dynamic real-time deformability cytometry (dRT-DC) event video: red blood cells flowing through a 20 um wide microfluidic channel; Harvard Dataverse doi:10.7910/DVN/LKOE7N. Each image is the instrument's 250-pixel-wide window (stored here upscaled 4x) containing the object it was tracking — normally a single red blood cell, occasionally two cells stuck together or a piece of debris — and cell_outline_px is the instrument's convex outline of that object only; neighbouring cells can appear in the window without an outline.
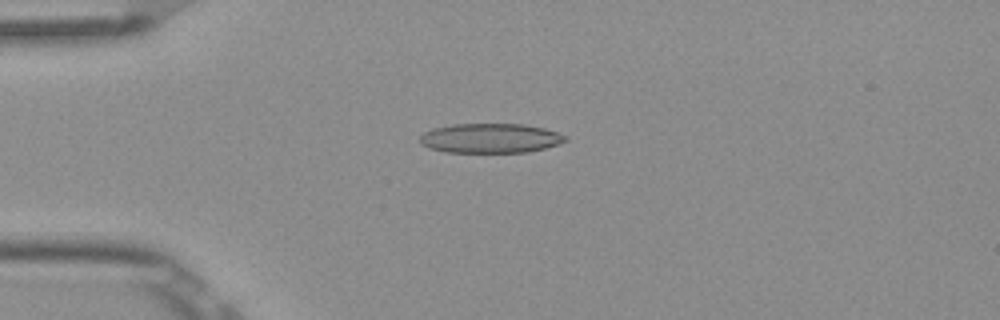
{"species": "Egyptian fruit bat (a non-hibernating species)", "species_latin": "Rousettus aegyptiacus", "temperature_condition": "room temperature", "stored_images_in_passage": 6, "camera_frame_rate_fps": 3000, "um_per_image_px": 0.085, "frame": {"image": 1, "passage_image": 4, "time_ms": 1.0, "image_size_px": [1000, 320], "cell_outline_px": [[568, 140], [544, 148], [528, 152], [444, 152], [428, 148], [420, 144], [420, 136], [424, 132], [432, 128], [452, 124], [524, 124], [544, 128], [568, 136]], "centroid_in_image_um": [41.64, 11.74], "position_along_channel_um": 43.4, "area_um2": 25.14}}
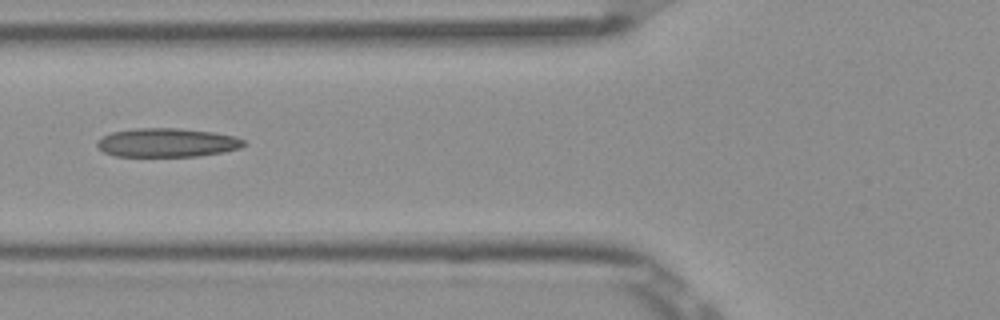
{"frame": {"image": 2, "passage_image": 6, "time_ms": 1.667, "image_size_px": [1000, 320], "cell_outline_px": [[244, 144], [240, 148], [224, 152], [196, 156], [116, 156], [104, 152], [96, 144], [96, 140], [100, 136], [112, 132], [136, 128], [180, 128], [212, 132], [236, 136], [244, 140]], "centroid_in_image_um": [14.17, 12.11], "position_along_channel_um": 111.6, "area_um2": 24.68}}